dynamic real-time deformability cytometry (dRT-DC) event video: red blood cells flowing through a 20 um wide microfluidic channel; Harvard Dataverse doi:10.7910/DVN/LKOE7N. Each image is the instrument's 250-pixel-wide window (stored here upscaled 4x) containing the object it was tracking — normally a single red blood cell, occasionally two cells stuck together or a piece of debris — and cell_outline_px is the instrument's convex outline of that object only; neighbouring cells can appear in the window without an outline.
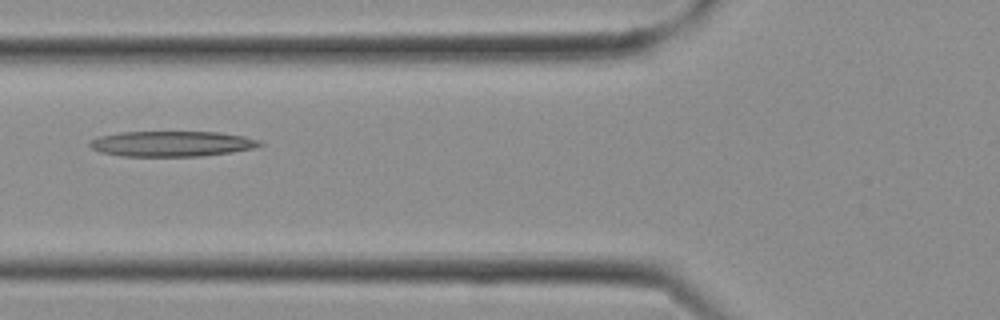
{"species": "Egyptian fruit bat (a non-hibernating species)", "species_latin": "Rousettus aegyptiacus", "temperature_condition": "cold", "stored_images_in_passage": 11, "camera_frame_rate_fps": 3000, "um_per_image_px": 0.085, "frame": {"image": 1, "passage_image": 10, "time_ms": 3.0, "image_size_px": [1000, 320], "cell_outline_px": [[264, 144], [252, 148], [232, 152], [200, 156], [120, 156], [100, 152], [92, 148], [88, 144], [92, 140], [100, 136], [120, 132], [220, 132], [244, 136], [260, 140]], "centroid_in_image_um": [14.61, 12.22], "position_along_channel_um": 111.2, "area_um2": 25.14}}